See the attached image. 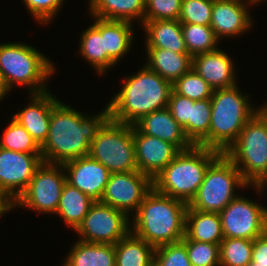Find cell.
<instances>
[{"mask_svg": "<svg viewBox=\"0 0 267 266\" xmlns=\"http://www.w3.org/2000/svg\"><path fill=\"white\" fill-rule=\"evenodd\" d=\"M232 61L222 50L193 56L192 68L213 89H223L236 85Z\"/></svg>", "mask_w": 267, "mask_h": 266, "instance_id": "obj_20", "label": "cell"}, {"mask_svg": "<svg viewBox=\"0 0 267 266\" xmlns=\"http://www.w3.org/2000/svg\"><path fill=\"white\" fill-rule=\"evenodd\" d=\"M195 100L181 96L173 90L169 97L168 108L172 117L183 127L184 133L188 138V119L190 118L191 104Z\"/></svg>", "mask_w": 267, "mask_h": 266, "instance_id": "obj_39", "label": "cell"}, {"mask_svg": "<svg viewBox=\"0 0 267 266\" xmlns=\"http://www.w3.org/2000/svg\"><path fill=\"white\" fill-rule=\"evenodd\" d=\"M236 186L246 187L248 184L235 164L221 153L208 166L203 182L188 208L220 213L237 196L234 194Z\"/></svg>", "mask_w": 267, "mask_h": 266, "instance_id": "obj_7", "label": "cell"}, {"mask_svg": "<svg viewBox=\"0 0 267 266\" xmlns=\"http://www.w3.org/2000/svg\"><path fill=\"white\" fill-rule=\"evenodd\" d=\"M62 165L68 172L67 183L78 188L92 200L101 201L111 176V172L103 164L88 155L67 161Z\"/></svg>", "mask_w": 267, "mask_h": 266, "instance_id": "obj_15", "label": "cell"}, {"mask_svg": "<svg viewBox=\"0 0 267 266\" xmlns=\"http://www.w3.org/2000/svg\"><path fill=\"white\" fill-rule=\"evenodd\" d=\"M247 96L236 85L213 90L209 149L224 154L235 143L246 122L256 113Z\"/></svg>", "mask_w": 267, "mask_h": 266, "instance_id": "obj_5", "label": "cell"}, {"mask_svg": "<svg viewBox=\"0 0 267 266\" xmlns=\"http://www.w3.org/2000/svg\"><path fill=\"white\" fill-rule=\"evenodd\" d=\"M128 219L124 212L95 201L75 231L81 241L115 245L131 231Z\"/></svg>", "mask_w": 267, "mask_h": 266, "instance_id": "obj_12", "label": "cell"}, {"mask_svg": "<svg viewBox=\"0 0 267 266\" xmlns=\"http://www.w3.org/2000/svg\"><path fill=\"white\" fill-rule=\"evenodd\" d=\"M213 0H182L180 23L210 26Z\"/></svg>", "mask_w": 267, "mask_h": 266, "instance_id": "obj_36", "label": "cell"}, {"mask_svg": "<svg viewBox=\"0 0 267 266\" xmlns=\"http://www.w3.org/2000/svg\"><path fill=\"white\" fill-rule=\"evenodd\" d=\"M27 9L40 23H49L55 16L63 0H24Z\"/></svg>", "mask_w": 267, "mask_h": 266, "instance_id": "obj_40", "label": "cell"}, {"mask_svg": "<svg viewBox=\"0 0 267 266\" xmlns=\"http://www.w3.org/2000/svg\"><path fill=\"white\" fill-rule=\"evenodd\" d=\"M65 260L64 266H115L113 244L77 241Z\"/></svg>", "mask_w": 267, "mask_h": 266, "instance_id": "obj_25", "label": "cell"}, {"mask_svg": "<svg viewBox=\"0 0 267 266\" xmlns=\"http://www.w3.org/2000/svg\"><path fill=\"white\" fill-rule=\"evenodd\" d=\"M133 140L138 170L148 175L152 180L180 152L175 145L154 136L141 133L134 125Z\"/></svg>", "mask_w": 267, "mask_h": 266, "instance_id": "obj_16", "label": "cell"}, {"mask_svg": "<svg viewBox=\"0 0 267 266\" xmlns=\"http://www.w3.org/2000/svg\"><path fill=\"white\" fill-rule=\"evenodd\" d=\"M109 118V108L86 117L60 101L52 108L48 136L40 146L43 162L63 164L88 156L97 131Z\"/></svg>", "mask_w": 267, "mask_h": 266, "instance_id": "obj_1", "label": "cell"}, {"mask_svg": "<svg viewBox=\"0 0 267 266\" xmlns=\"http://www.w3.org/2000/svg\"><path fill=\"white\" fill-rule=\"evenodd\" d=\"M80 44L81 55L99 73H104L107 68L109 69V67L115 64L105 50L104 36L93 25L89 26L82 34Z\"/></svg>", "mask_w": 267, "mask_h": 266, "instance_id": "obj_29", "label": "cell"}, {"mask_svg": "<svg viewBox=\"0 0 267 266\" xmlns=\"http://www.w3.org/2000/svg\"><path fill=\"white\" fill-rule=\"evenodd\" d=\"M6 213V209L0 204V216Z\"/></svg>", "mask_w": 267, "mask_h": 266, "instance_id": "obj_45", "label": "cell"}, {"mask_svg": "<svg viewBox=\"0 0 267 266\" xmlns=\"http://www.w3.org/2000/svg\"><path fill=\"white\" fill-rule=\"evenodd\" d=\"M253 240L224 238L220 243V266H246L252 261Z\"/></svg>", "mask_w": 267, "mask_h": 266, "instance_id": "obj_32", "label": "cell"}, {"mask_svg": "<svg viewBox=\"0 0 267 266\" xmlns=\"http://www.w3.org/2000/svg\"><path fill=\"white\" fill-rule=\"evenodd\" d=\"M53 71L51 61L33 47L21 43L0 44V73L9 90L17 83L29 85L32 94L46 92L43 84Z\"/></svg>", "mask_w": 267, "mask_h": 266, "instance_id": "obj_6", "label": "cell"}, {"mask_svg": "<svg viewBox=\"0 0 267 266\" xmlns=\"http://www.w3.org/2000/svg\"><path fill=\"white\" fill-rule=\"evenodd\" d=\"M153 188L152 179L139 170L111 173L101 202L124 212H137L145 195Z\"/></svg>", "mask_w": 267, "mask_h": 266, "instance_id": "obj_14", "label": "cell"}, {"mask_svg": "<svg viewBox=\"0 0 267 266\" xmlns=\"http://www.w3.org/2000/svg\"><path fill=\"white\" fill-rule=\"evenodd\" d=\"M146 66L172 84L192 69L193 57L188 53H176L168 49L147 48Z\"/></svg>", "mask_w": 267, "mask_h": 266, "instance_id": "obj_22", "label": "cell"}, {"mask_svg": "<svg viewBox=\"0 0 267 266\" xmlns=\"http://www.w3.org/2000/svg\"><path fill=\"white\" fill-rule=\"evenodd\" d=\"M243 0H213L210 27L219 40L221 36H237L252 25Z\"/></svg>", "mask_w": 267, "mask_h": 266, "instance_id": "obj_17", "label": "cell"}, {"mask_svg": "<svg viewBox=\"0 0 267 266\" xmlns=\"http://www.w3.org/2000/svg\"><path fill=\"white\" fill-rule=\"evenodd\" d=\"M250 266H267V232L253 240Z\"/></svg>", "mask_w": 267, "mask_h": 266, "instance_id": "obj_41", "label": "cell"}, {"mask_svg": "<svg viewBox=\"0 0 267 266\" xmlns=\"http://www.w3.org/2000/svg\"><path fill=\"white\" fill-rule=\"evenodd\" d=\"M123 85L108 105L109 118L132 126L147 114L168 107L173 90L171 82L146 65Z\"/></svg>", "mask_w": 267, "mask_h": 266, "instance_id": "obj_3", "label": "cell"}, {"mask_svg": "<svg viewBox=\"0 0 267 266\" xmlns=\"http://www.w3.org/2000/svg\"><path fill=\"white\" fill-rule=\"evenodd\" d=\"M43 163L41 153L0 148V204L7 210L27 189Z\"/></svg>", "mask_w": 267, "mask_h": 266, "instance_id": "obj_10", "label": "cell"}, {"mask_svg": "<svg viewBox=\"0 0 267 266\" xmlns=\"http://www.w3.org/2000/svg\"><path fill=\"white\" fill-rule=\"evenodd\" d=\"M93 26L104 36L105 50L108 56L118 63L131 48L133 33L132 23L123 20H107L95 17Z\"/></svg>", "mask_w": 267, "mask_h": 266, "instance_id": "obj_23", "label": "cell"}, {"mask_svg": "<svg viewBox=\"0 0 267 266\" xmlns=\"http://www.w3.org/2000/svg\"><path fill=\"white\" fill-rule=\"evenodd\" d=\"M89 156L103 164L111 173L138 170L133 126L108 118L91 142Z\"/></svg>", "mask_w": 267, "mask_h": 266, "instance_id": "obj_8", "label": "cell"}, {"mask_svg": "<svg viewBox=\"0 0 267 266\" xmlns=\"http://www.w3.org/2000/svg\"><path fill=\"white\" fill-rule=\"evenodd\" d=\"M175 93L188 97L192 100H204L211 98L213 89L209 84L192 68L172 84Z\"/></svg>", "mask_w": 267, "mask_h": 266, "instance_id": "obj_34", "label": "cell"}, {"mask_svg": "<svg viewBox=\"0 0 267 266\" xmlns=\"http://www.w3.org/2000/svg\"><path fill=\"white\" fill-rule=\"evenodd\" d=\"M95 201L81 192L78 188L65 183L56 214L74 230L81 224Z\"/></svg>", "mask_w": 267, "mask_h": 266, "instance_id": "obj_28", "label": "cell"}, {"mask_svg": "<svg viewBox=\"0 0 267 266\" xmlns=\"http://www.w3.org/2000/svg\"><path fill=\"white\" fill-rule=\"evenodd\" d=\"M260 1H261V0H249L250 4H251V3H254V4H255V3H257V2L259 3Z\"/></svg>", "mask_w": 267, "mask_h": 266, "instance_id": "obj_46", "label": "cell"}, {"mask_svg": "<svg viewBox=\"0 0 267 266\" xmlns=\"http://www.w3.org/2000/svg\"><path fill=\"white\" fill-rule=\"evenodd\" d=\"M89 5L94 17L129 22L142 18L144 22L145 0H90Z\"/></svg>", "mask_w": 267, "mask_h": 266, "instance_id": "obj_27", "label": "cell"}, {"mask_svg": "<svg viewBox=\"0 0 267 266\" xmlns=\"http://www.w3.org/2000/svg\"><path fill=\"white\" fill-rule=\"evenodd\" d=\"M256 114L258 117L264 122L267 127V104L265 106H261L260 109H256Z\"/></svg>", "mask_w": 267, "mask_h": 266, "instance_id": "obj_43", "label": "cell"}, {"mask_svg": "<svg viewBox=\"0 0 267 266\" xmlns=\"http://www.w3.org/2000/svg\"><path fill=\"white\" fill-rule=\"evenodd\" d=\"M61 167V168H58ZM62 164H50L43 162L36 170L29 182L27 189L6 210L17 206H27L39 212L56 213L61 193L66 181L65 169ZM64 173V174H63Z\"/></svg>", "mask_w": 267, "mask_h": 266, "instance_id": "obj_11", "label": "cell"}, {"mask_svg": "<svg viewBox=\"0 0 267 266\" xmlns=\"http://www.w3.org/2000/svg\"><path fill=\"white\" fill-rule=\"evenodd\" d=\"M211 120V100H197L191 104L188 119V139L193 145L209 148V128Z\"/></svg>", "mask_w": 267, "mask_h": 266, "instance_id": "obj_30", "label": "cell"}, {"mask_svg": "<svg viewBox=\"0 0 267 266\" xmlns=\"http://www.w3.org/2000/svg\"><path fill=\"white\" fill-rule=\"evenodd\" d=\"M9 92L0 73V100Z\"/></svg>", "mask_w": 267, "mask_h": 266, "instance_id": "obj_44", "label": "cell"}, {"mask_svg": "<svg viewBox=\"0 0 267 266\" xmlns=\"http://www.w3.org/2000/svg\"><path fill=\"white\" fill-rule=\"evenodd\" d=\"M185 236L189 240L220 245L224 235L219 213L202 212L188 208L186 212Z\"/></svg>", "mask_w": 267, "mask_h": 266, "instance_id": "obj_24", "label": "cell"}, {"mask_svg": "<svg viewBox=\"0 0 267 266\" xmlns=\"http://www.w3.org/2000/svg\"><path fill=\"white\" fill-rule=\"evenodd\" d=\"M181 242L192 266H220V245L189 240L186 236Z\"/></svg>", "mask_w": 267, "mask_h": 266, "instance_id": "obj_35", "label": "cell"}, {"mask_svg": "<svg viewBox=\"0 0 267 266\" xmlns=\"http://www.w3.org/2000/svg\"><path fill=\"white\" fill-rule=\"evenodd\" d=\"M221 153L200 145L180 151L177 156L153 178V188L162 194L189 204L195 197L208 166Z\"/></svg>", "mask_w": 267, "mask_h": 266, "instance_id": "obj_4", "label": "cell"}, {"mask_svg": "<svg viewBox=\"0 0 267 266\" xmlns=\"http://www.w3.org/2000/svg\"><path fill=\"white\" fill-rule=\"evenodd\" d=\"M115 266H153L155 248L131 231L115 245Z\"/></svg>", "mask_w": 267, "mask_h": 266, "instance_id": "obj_26", "label": "cell"}, {"mask_svg": "<svg viewBox=\"0 0 267 266\" xmlns=\"http://www.w3.org/2000/svg\"><path fill=\"white\" fill-rule=\"evenodd\" d=\"M153 266H192L186 246L180 241L155 248Z\"/></svg>", "mask_w": 267, "mask_h": 266, "instance_id": "obj_37", "label": "cell"}, {"mask_svg": "<svg viewBox=\"0 0 267 266\" xmlns=\"http://www.w3.org/2000/svg\"><path fill=\"white\" fill-rule=\"evenodd\" d=\"M147 32L146 48L188 53L179 20H150L142 24Z\"/></svg>", "mask_w": 267, "mask_h": 266, "instance_id": "obj_21", "label": "cell"}, {"mask_svg": "<svg viewBox=\"0 0 267 266\" xmlns=\"http://www.w3.org/2000/svg\"><path fill=\"white\" fill-rule=\"evenodd\" d=\"M224 238L254 240L267 232V208L236 196L220 213Z\"/></svg>", "mask_w": 267, "mask_h": 266, "instance_id": "obj_13", "label": "cell"}, {"mask_svg": "<svg viewBox=\"0 0 267 266\" xmlns=\"http://www.w3.org/2000/svg\"><path fill=\"white\" fill-rule=\"evenodd\" d=\"M267 166L261 175L252 183L254 188H257L258 191H263V187L267 184Z\"/></svg>", "mask_w": 267, "mask_h": 266, "instance_id": "obj_42", "label": "cell"}, {"mask_svg": "<svg viewBox=\"0 0 267 266\" xmlns=\"http://www.w3.org/2000/svg\"><path fill=\"white\" fill-rule=\"evenodd\" d=\"M224 154L235 164L248 185L261 175L267 166V127L256 113Z\"/></svg>", "mask_w": 267, "mask_h": 266, "instance_id": "obj_9", "label": "cell"}, {"mask_svg": "<svg viewBox=\"0 0 267 266\" xmlns=\"http://www.w3.org/2000/svg\"><path fill=\"white\" fill-rule=\"evenodd\" d=\"M188 204L152 188L135 213L131 232L154 248L180 242L185 236Z\"/></svg>", "mask_w": 267, "mask_h": 266, "instance_id": "obj_2", "label": "cell"}, {"mask_svg": "<svg viewBox=\"0 0 267 266\" xmlns=\"http://www.w3.org/2000/svg\"><path fill=\"white\" fill-rule=\"evenodd\" d=\"M134 126L141 133L175 145L180 151L193 146L186 137L183 127L172 117L168 107L147 114L137 121Z\"/></svg>", "mask_w": 267, "mask_h": 266, "instance_id": "obj_19", "label": "cell"}, {"mask_svg": "<svg viewBox=\"0 0 267 266\" xmlns=\"http://www.w3.org/2000/svg\"><path fill=\"white\" fill-rule=\"evenodd\" d=\"M47 92L33 93L32 103L12 117L30 133L39 146L48 136L52 108L59 102Z\"/></svg>", "mask_w": 267, "mask_h": 266, "instance_id": "obj_18", "label": "cell"}, {"mask_svg": "<svg viewBox=\"0 0 267 266\" xmlns=\"http://www.w3.org/2000/svg\"><path fill=\"white\" fill-rule=\"evenodd\" d=\"M181 27L188 54L192 57L218 49V38L210 26L181 23Z\"/></svg>", "mask_w": 267, "mask_h": 266, "instance_id": "obj_31", "label": "cell"}, {"mask_svg": "<svg viewBox=\"0 0 267 266\" xmlns=\"http://www.w3.org/2000/svg\"><path fill=\"white\" fill-rule=\"evenodd\" d=\"M0 148L24 153H41L40 146L30 133L13 118L0 140Z\"/></svg>", "mask_w": 267, "mask_h": 266, "instance_id": "obj_33", "label": "cell"}, {"mask_svg": "<svg viewBox=\"0 0 267 266\" xmlns=\"http://www.w3.org/2000/svg\"><path fill=\"white\" fill-rule=\"evenodd\" d=\"M182 0H145L144 21L179 20Z\"/></svg>", "mask_w": 267, "mask_h": 266, "instance_id": "obj_38", "label": "cell"}]
</instances>
